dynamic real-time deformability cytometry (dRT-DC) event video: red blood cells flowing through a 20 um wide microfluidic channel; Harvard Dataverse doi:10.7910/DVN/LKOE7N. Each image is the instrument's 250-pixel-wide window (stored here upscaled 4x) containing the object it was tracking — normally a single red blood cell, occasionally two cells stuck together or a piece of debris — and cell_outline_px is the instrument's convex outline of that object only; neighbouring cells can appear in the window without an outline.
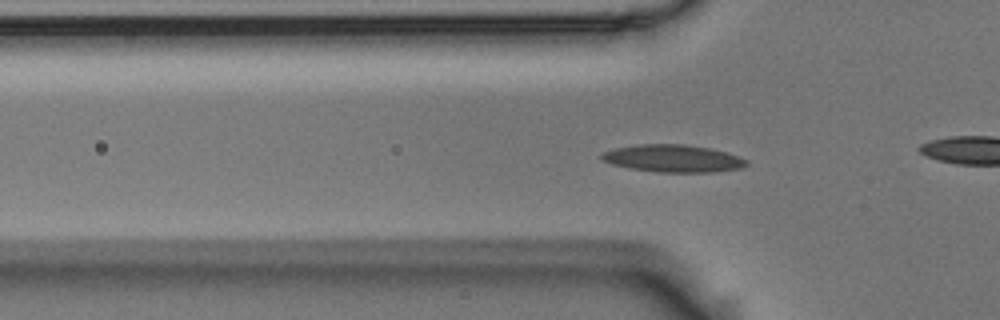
{"species": "Egyptian fruit bat (a non-hibernating species)", "species_latin": "Rousettus aegyptiacus", "temperature_condition": "room temperature", "stored_images_in_passage": 41, "camera_frame_rate_fps": 3000, "um_per_image_px": 0.085, "animal": {"sex": "male"}, "frame": {"image": 1, "passage_image": 2, "time_ms": 0.333, "image_size_px": [1000, 320], "cell_outline_px": [[748, 164], [740, 168], [712, 172], [656, 172], [628, 168], [612, 164], [600, 160], [600, 156], [604, 152], [616, 148], [640, 144], [684, 144], [708, 148], [724, 152], [748, 160]], "centroid_in_image_um": [57.16, 13.47], "position_along_channel_um": 68.6, "area_um2": 22.95}}
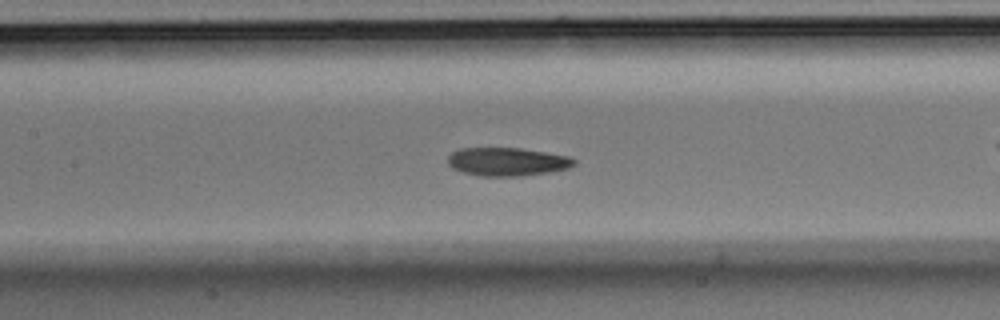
{"frame": {"image": 2, "passage_image": 10, "time_ms": 3.0, "image_size_px": [1000, 320], "cell_outline_px": [[576, 164], [568, 168], [548, 172], [520, 176], [480, 176], [460, 172], [452, 168], [448, 164], [448, 156], [452, 152], [460, 148], [520, 148], [568, 156], [576, 160]], "centroid_in_image_um": [43.08, 13.75], "position_along_channel_um": 164.3, "area_um2": 20.87}}
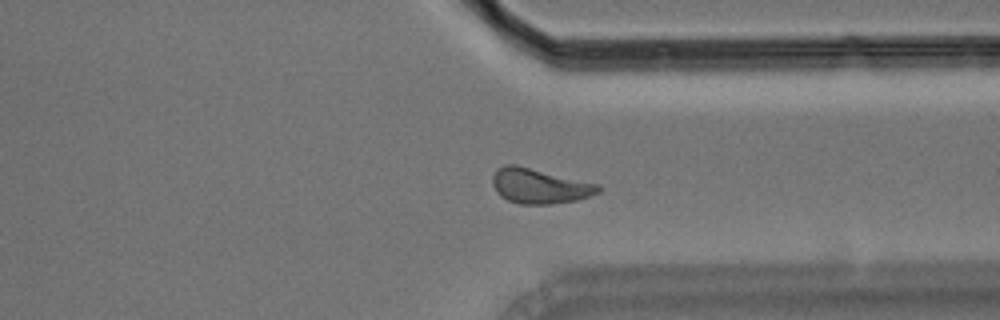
{"frame": {"image": 3, "passage_image": 27, "time_ms": 8.667, "image_size_px": [1000, 320], "cell_outline_px": [[600, 192], [576, 200], [552, 204], [520, 204], [508, 200], [500, 196], [496, 192], [492, 184], [492, 176], [496, 168], [504, 164], [516, 164], [600, 184]], "centroid_in_image_um": [45.82, 15.79], "position_along_channel_um": 365.6, "area_um2": 21.79}, "authors_computed_cell_mechanics": {"area_um2": 21.097, "velocity_mm_per_s": 3.5551, "shape_relaxation_time_tau1_ms": 3.8474, "shape_relaxation_time_tau2_ms": 3.7806, "deformation_change_tau1": 0.1295, "deformation_change_tau2": 0.1024}}